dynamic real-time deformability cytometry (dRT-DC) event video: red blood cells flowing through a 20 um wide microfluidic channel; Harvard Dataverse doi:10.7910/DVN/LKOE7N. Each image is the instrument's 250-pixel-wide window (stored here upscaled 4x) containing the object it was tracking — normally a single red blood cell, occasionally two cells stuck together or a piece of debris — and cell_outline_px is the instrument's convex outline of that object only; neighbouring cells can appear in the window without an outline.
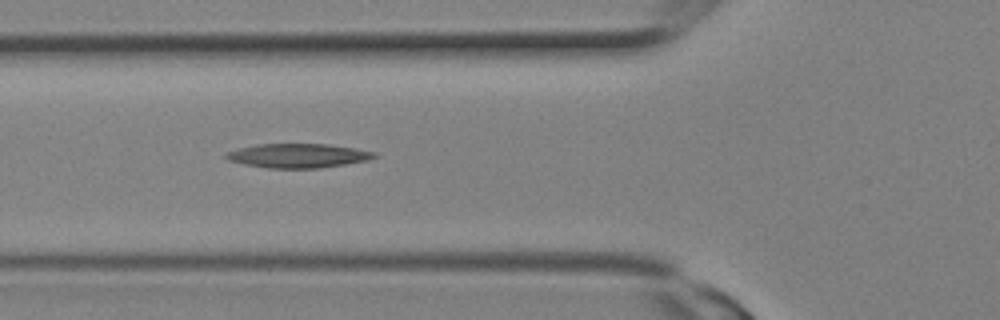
{"species": "Egyptian fruit bat (a non-hibernating species)", "species_latin": "Rousettus aegyptiacus", "temperature_condition": "room temperature", "stored_images_in_passage": 4, "camera_frame_rate_fps": 3000, "um_per_image_px": 0.085, "animal": {"sex": "female"}, "frame": {"image": 1, "passage_image": 4, "time_ms": 1.0, "image_size_px": [1000, 320], "cell_outline_px": [[380, 156], [368, 160], [320, 168], [268, 168], [244, 164], [228, 160], [224, 156], [228, 152], [240, 148], [256, 144], [328, 144], [356, 148], [376, 152]], "centroid_in_image_um": [25.38, 13.23], "position_along_channel_um": 100.4, "area_um2": 20.87}}